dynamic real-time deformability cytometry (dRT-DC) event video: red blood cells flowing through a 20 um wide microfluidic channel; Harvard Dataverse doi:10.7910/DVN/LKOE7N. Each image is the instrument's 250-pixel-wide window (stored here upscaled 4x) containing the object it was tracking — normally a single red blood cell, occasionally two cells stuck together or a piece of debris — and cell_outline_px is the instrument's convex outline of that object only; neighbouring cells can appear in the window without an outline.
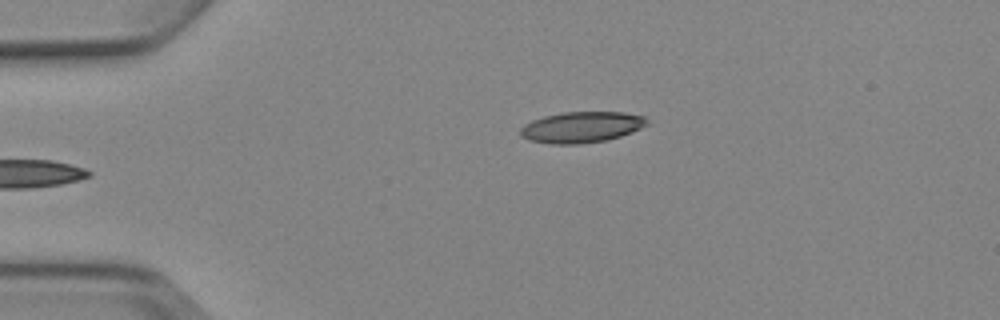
{"species": "Egyptian fruit bat (a non-hibernating species)", "species_latin": "Rousettus aegyptiacus", "temperature_condition": "cold", "stored_images_in_passage": 4, "camera_frame_rate_fps": 3000, "um_per_image_px": 0.085, "animal": {"sex": "female"}, "frame": {"image": 1, "passage_image": 4, "time_ms": 4.333, "image_size_px": [1000, 320], "cell_outline_px": [[648, 124], [632, 132], [608, 140], [580, 144], [548, 144], [528, 140], [520, 136], [520, 128], [524, 124], [532, 120], [544, 116], [564, 112], [624, 112], [644, 116], [648, 120]], "centroid_in_image_um": [49.41, 10.81], "position_along_channel_um": 35.6, "area_um2": 23.06}}